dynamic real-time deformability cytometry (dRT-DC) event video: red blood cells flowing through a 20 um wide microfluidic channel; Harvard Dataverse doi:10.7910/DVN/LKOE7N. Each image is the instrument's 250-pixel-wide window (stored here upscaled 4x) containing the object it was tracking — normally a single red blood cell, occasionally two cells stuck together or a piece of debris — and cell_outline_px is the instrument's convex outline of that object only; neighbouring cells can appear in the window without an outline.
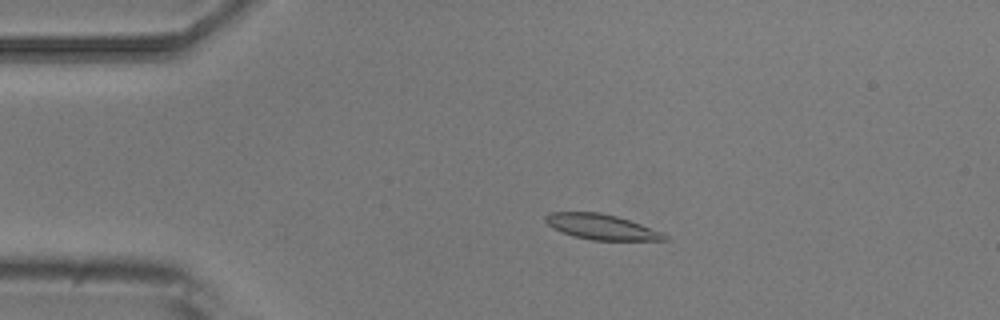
{"species": "common noctule bat (a hibernating species)", "species_latin": "Nyctalus noctula", "temperature_condition": "room temperature", "stored_images_in_passage": 5, "camera_frame_rate_fps": 3000, "um_per_image_px": 0.085, "animal": {"sex": "male", "body_mass_g": 20.5, "forearm_length_mm": 52.5}, "frame": {"image": 1, "passage_image": 4, "time_ms": 3.333, "image_size_px": [1000, 320], "cell_outline_px": [[668, 240], [592, 240], [572, 236], [552, 228], [544, 220], [544, 216], [552, 212], [600, 212], [616, 216], [664, 232], [668, 236]], "centroid_in_image_um": [51.12, 19.29], "position_along_channel_um": 33.9, "area_um2": 17.57}}